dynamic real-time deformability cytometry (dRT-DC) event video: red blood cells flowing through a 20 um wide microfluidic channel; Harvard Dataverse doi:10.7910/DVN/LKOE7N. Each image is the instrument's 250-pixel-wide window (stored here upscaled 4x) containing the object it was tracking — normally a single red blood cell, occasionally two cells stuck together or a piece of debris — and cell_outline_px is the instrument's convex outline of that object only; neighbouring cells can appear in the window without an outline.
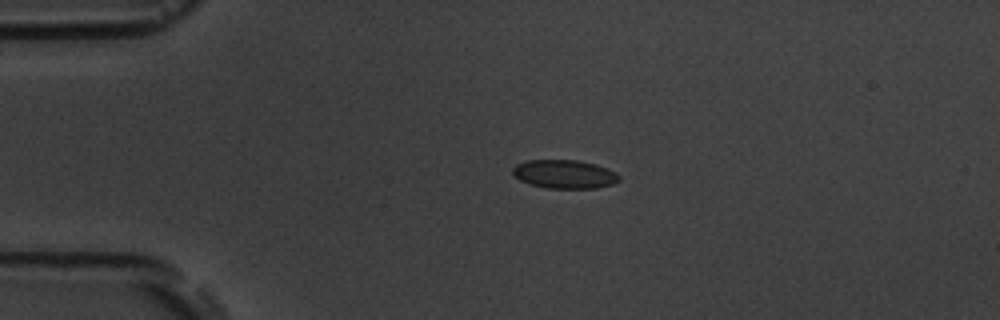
{"species": "common noctule bat (a hibernating species)", "species_latin": "Nyctalus noctula", "temperature_condition": "room temperature", "stored_images_in_passage": 2, "camera_frame_rate_fps": 3000, "um_per_image_px": 0.085, "animal": {"sex": "male", "body_mass_g": 19.5, "forearm_length_mm": 54.6}, "frame": {"image": 1, "passage_image": 1, "time_ms": 0.0, "image_size_px": [1000, 320], "cell_outline_px": [[620, 180], [612, 184], [596, 188], [548, 188], [532, 184], [520, 180], [512, 176], [512, 168], [516, 164], [528, 160], [580, 160], [596, 164], [608, 168], [616, 172], [620, 176]], "centroid_in_image_um": [47.99, 14.79], "position_along_channel_um": 37.0, "area_um2": 17.86}}